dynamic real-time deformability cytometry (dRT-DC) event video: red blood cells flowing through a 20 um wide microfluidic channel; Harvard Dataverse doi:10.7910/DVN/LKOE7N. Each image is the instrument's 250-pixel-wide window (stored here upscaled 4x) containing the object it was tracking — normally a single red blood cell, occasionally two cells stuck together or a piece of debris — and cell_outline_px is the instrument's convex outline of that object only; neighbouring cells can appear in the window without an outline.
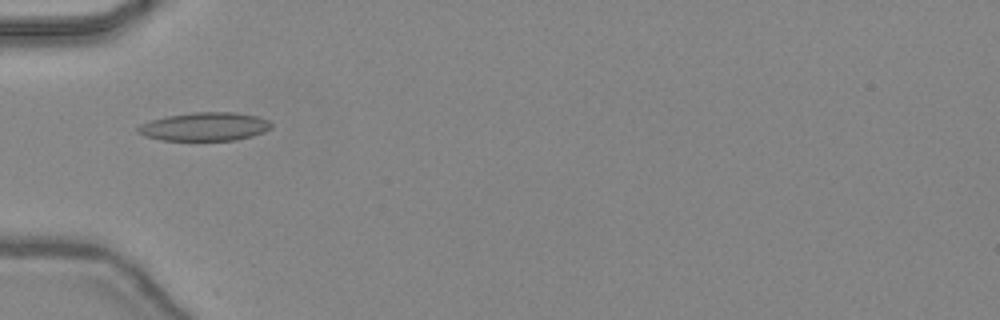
{"species": "common noctule bat (a hibernating species)", "species_latin": "Nyctalus noctula", "temperature_condition": "warm", "stored_images_in_passage": 38, "camera_frame_rate_fps": 3000, "um_per_image_px": 0.085, "animal": {"sex": "female", "body_mass_g": 24.6, "forearm_length_mm": 56.2}, "frame": {"image": 1, "passage_image": 8, "time_ms": 2.333, "image_size_px": [1000, 320], "cell_outline_px": [[272, 128], [264, 132], [252, 136], [236, 140], [160, 140], [144, 136], [136, 132], [136, 128], [140, 124], [164, 116], [192, 112], [236, 112], [256, 116], [268, 120], [272, 124]], "centroid_in_image_um": [17.38, 10.76], "position_along_channel_um": 67.6, "area_um2": 22.31}}
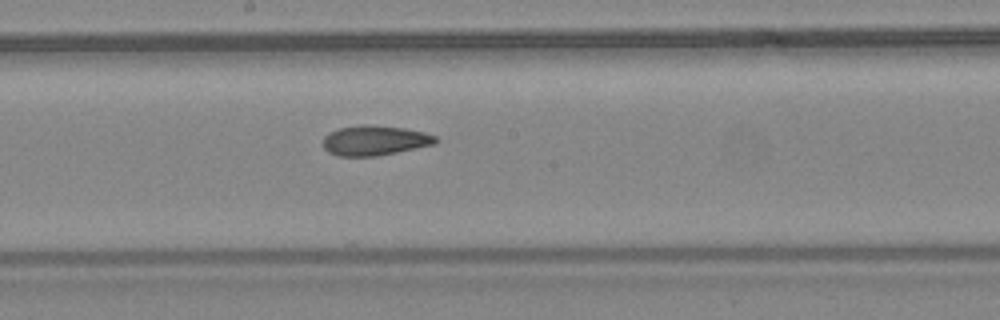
{"frame": {"image": 2, "passage_image": 18, "time_ms": 5.667, "image_size_px": [1000, 320], "cell_outline_px": [[440, 140], [436, 144], [376, 156], [336, 156], [328, 152], [324, 148], [324, 136], [328, 132], [340, 128], [364, 124], [404, 128], [424, 132], [436, 136]], "centroid_in_image_um": [31.86, 11.94], "position_along_channel_um": 216.3, "area_um2": 19.65}}
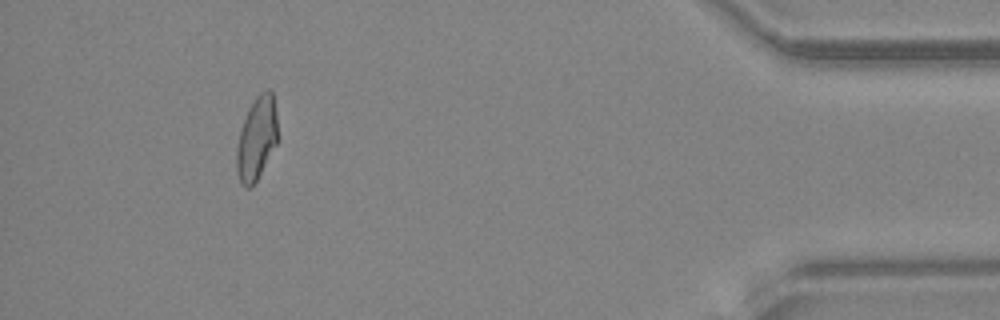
{"frame": {"image": 3, "passage_image": 35, "time_ms": 11.333, "image_size_px": [1000, 320], "cell_outline_px": [[276, 144], [252, 188], [244, 188], [240, 184], [236, 172], [236, 148], [240, 132], [248, 108], [256, 96], [260, 92], [268, 88], [272, 88], [276, 112]], "centroid_in_image_um": [21.79, 11.77], "position_along_channel_um": 413.4, "area_um2": 19.94}, "authors_computed_cell_mechanics": {"area_um2": 20.1433, "velocity_mm_per_s": 4.476, "shape_relaxation_time_tau1_ms": null, "shape_relaxation_time_tau2_ms": 3.2329, "deformation_change_tau1": null, "deformation_change_tau2": 0.1054}}